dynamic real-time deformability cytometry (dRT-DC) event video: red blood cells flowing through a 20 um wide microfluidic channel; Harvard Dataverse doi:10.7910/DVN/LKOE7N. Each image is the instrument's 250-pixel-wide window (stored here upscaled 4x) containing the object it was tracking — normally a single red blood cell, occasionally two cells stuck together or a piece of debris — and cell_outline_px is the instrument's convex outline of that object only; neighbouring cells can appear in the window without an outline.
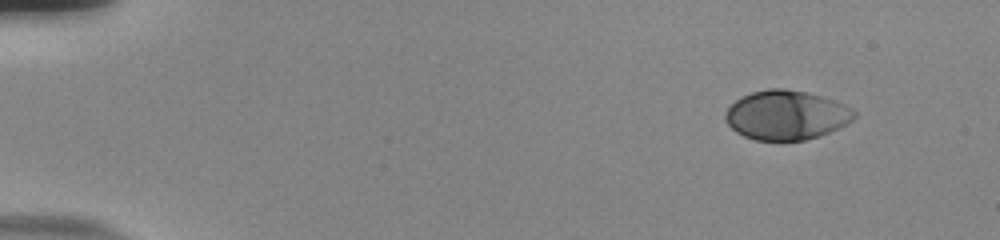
{"species": "human", "species_latin": "Homo sapiens", "temperature_condition": "room temperature", "stored_images_in_passage": 50, "camera_frame_rate_fps": 3000, "um_per_image_px": 0.085, "donor": {"sex": "male"}, "frame": {"image": 1, "passage_image": 1, "time_ms": 0.0, "image_size_px": [1000, 240], "cell_outline_px": [[856, 116], [852, 120], [820, 136], [804, 140], [756, 140], [744, 136], [736, 132], [724, 120], [724, 112], [740, 96], [752, 92], [768, 88], [784, 88], [804, 92], [836, 100], [852, 108], [856, 112]], "centroid_in_image_um": [66.81, 9.77], "position_along_channel_um": 18.2, "area_um2": 36.99}}
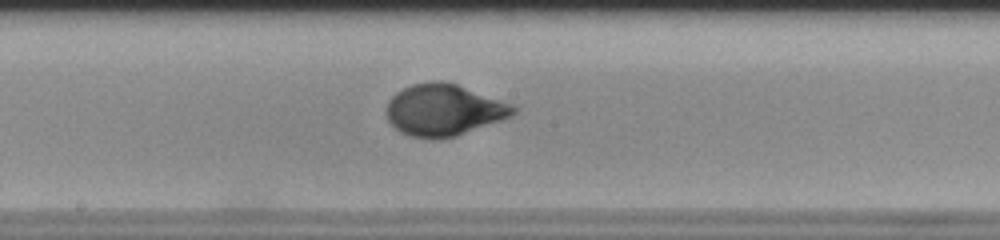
{"frame": {"image": 2, "passage_image": 26, "time_ms": 8.333, "image_size_px": [1000, 240], "cell_outline_px": [[516, 112], [512, 116], [456, 136], [432, 140], [412, 136], [400, 132], [388, 120], [384, 112], [388, 100], [396, 92], [412, 84], [432, 80], [440, 80], [456, 84], [512, 104], [516, 108]], "centroid_in_image_um": [37.68, 9.35], "position_along_channel_um": 210.5, "area_um2": 38.21}}
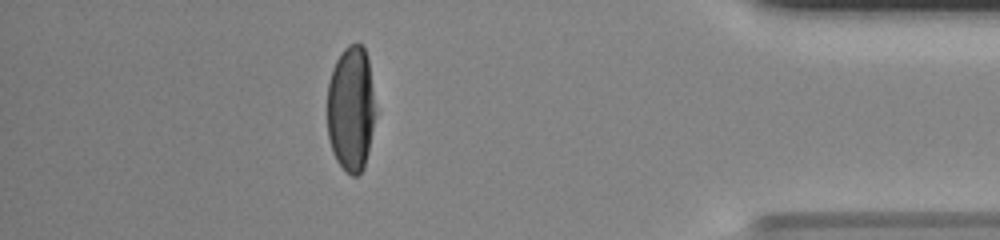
{"frame": {"image": 3, "passage_image": 44, "time_ms": 14.333, "image_size_px": [1000, 240], "cell_outline_px": [[376, 116], [368, 152], [364, 168], [356, 176], [352, 176], [336, 160], [332, 152], [328, 136], [328, 84], [332, 68], [336, 60], [344, 48], [348, 44], [360, 44], [364, 48], [368, 56], [376, 112]], "centroid_in_image_um": [29.84, 9.24], "position_along_channel_um": 405.4, "area_um2": 35.49}, "authors_computed_cell_mechanics": {"area_um2": 37.0787, "velocity_mm_per_s": 3.8381, "shape_relaxation_time_tau1_ms": 3.6376, "shape_relaxation_time_tau2_ms": null, "deformation_change_tau1": 0.2063, "deformation_change_tau2": null}}